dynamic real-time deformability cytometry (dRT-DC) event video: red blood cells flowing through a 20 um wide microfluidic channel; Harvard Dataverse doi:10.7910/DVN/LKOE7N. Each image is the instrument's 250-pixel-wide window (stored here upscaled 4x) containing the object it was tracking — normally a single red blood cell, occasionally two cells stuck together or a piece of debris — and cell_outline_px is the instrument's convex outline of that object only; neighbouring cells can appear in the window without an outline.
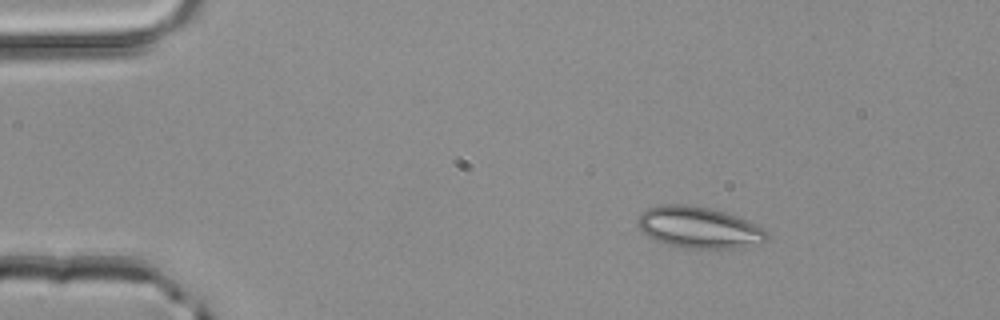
{"species": "common noctule bat (a hibernating species)", "species_latin": "Nyctalus noctula", "temperature_condition": "room temperature", "stored_images_in_passage": 40, "camera_frame_rate_fps": 3000, "um_per_image_px": 0.085, "animal": {"sex": "male", "body_mass_g": 20.4}, "frame": {"image": 1, "passage_image": 1, "time_ms": 0.0, "image_size_px": [1000, 320], "cell_outline_px": [[768, 236], [764, 240], [744, 248], [680, 248], [656, 240], [640, 232], [636, 224], [640, 212], [648, 208], [660, 204], [684, 204], [708, 208], [724, 212], [760, 224], [764, 228]], "centroid_in_image_um": [59.37, 19.33], "position_along_channel_um": 25.6, "area_um2": 31.39}}
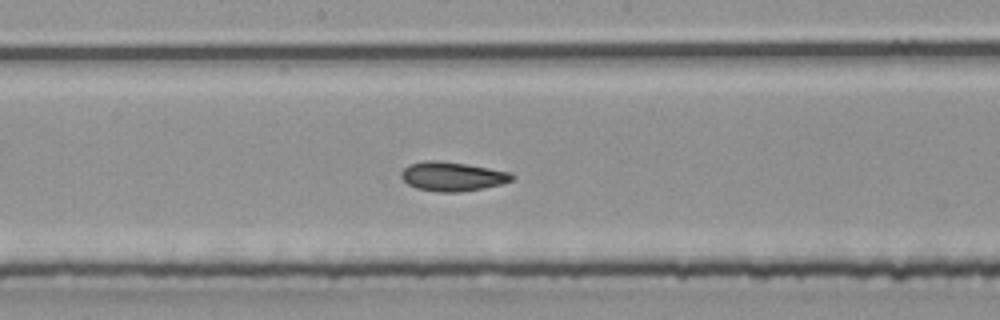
{"frame": {"image": 2, "passage_image": 20, "time_ms": 6.333, "image_size_px": [1000, 320], "cell_outline_px": [[516, 176], [512, 180], [500, 184], [484, 188], [460, 192], [436, 192], [416, 188], [408, 184], [400, 176], [400, 172], [408, 164], [424, 160], [440, 160], [468, 164], [512, 172]], "centroid_in_image_um": [38.45, 14.98], "position_along_channel_um": 209.8, "area_um2": 19.13}}
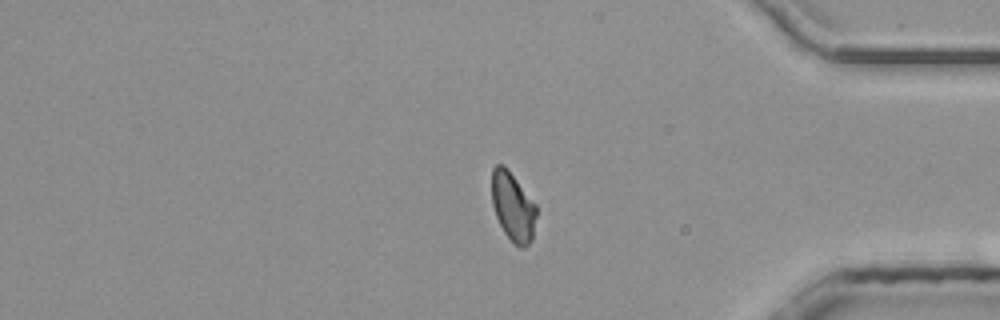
{"frame": {"image": 3, "passage_image": 35, "time_ms": 11.333, "image_size_px": [1000, 320], "cell_outline_px": [[536, 216], [532, 240], [524, 248], [520, 248], [504, 232], [496, 216], [492, 204], [492, 168], [496, 164], [504, 164], [536, 204]], "centroid_in_image_um": [43.59, 17.55], "position_along_channel_um": 391.6, "area_um2": 17.8}, "authors_computed_cell_mechanics": {"area_um2": 18.496, "velocity_mm_per_s": 4.135, "shape_relaxation_time_tau1_ms": 4.5838, "shape_relaxation_time_tau2_ms": 1.6853, "deformation_change_tau1": 0.0984, "deformation_change_tau2": 0.0731}}